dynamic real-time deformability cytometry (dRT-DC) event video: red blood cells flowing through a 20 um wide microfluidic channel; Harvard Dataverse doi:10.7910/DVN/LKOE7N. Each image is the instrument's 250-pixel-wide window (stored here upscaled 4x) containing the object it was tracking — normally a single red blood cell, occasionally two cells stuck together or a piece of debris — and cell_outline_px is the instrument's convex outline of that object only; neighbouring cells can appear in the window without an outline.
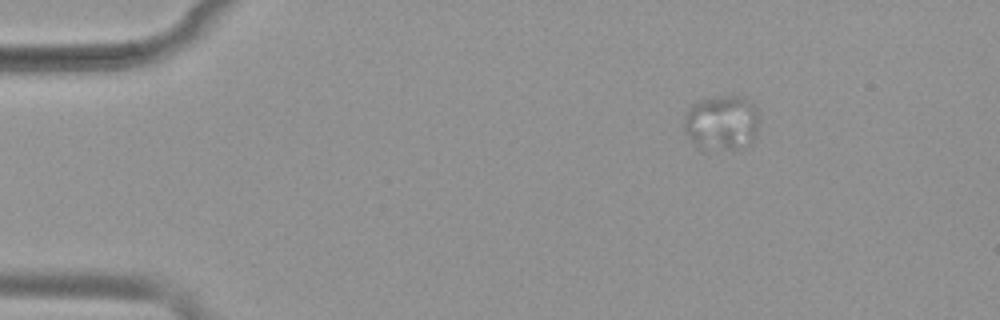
{"species": "common noctule bat (a hibernating species)", "species_latin": "Nyctalus noctula", "temperature_condition": "warm", "stored_images_in_passage": 56, "camera_frame_rate_fps": 3000, "um_per_image_px": 0.085, "animal": {"sex": "female", "body_mass_g": 19.9}, "frame": {"image": 1, "passage_image": 10, "time_ms": 3.0, "image_size_px": [1000, 320], "cell_outline_px": [[760, 116], [756, 132], [752, 144], [736, 148], [704, 152], [700, 152], [684, 132], [684, 116], [692, 104], [700, 100], [720, 96], [740, 96], [752, 104], [756, 108]], "centroid_in_image_um": [61.32, 10.48], "position_along_channel_um": 23.7, "area_um2": 24.68}}
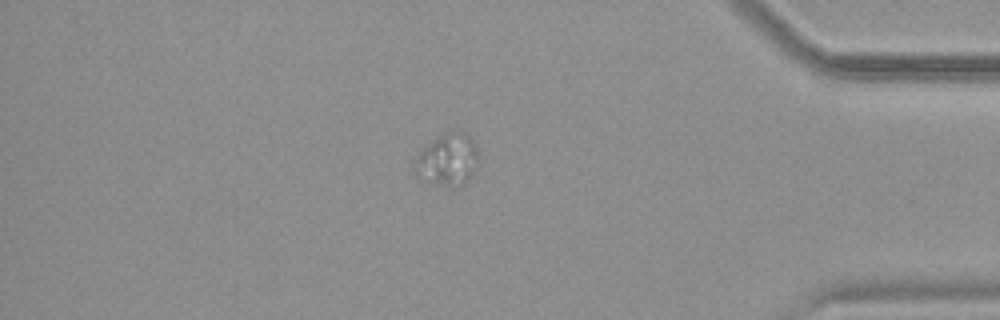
{"frame": {"image": 2, "passage_image": 48, "time_ms": 15.667, "image_size_px": [1000, 320], "cell_outline_px": [[480, 164], [468, 180], [464, 184], [444, 184], [428, 180], [412, 172], [412, 164], [420, 148], [444, 132], [452, 128], [456, 128], [464, 132], [476, 144]], "centroid_in_image_um": [38.05, 13.48], "position_along_channel_um": 397.2, "area_um2": 19.71}}
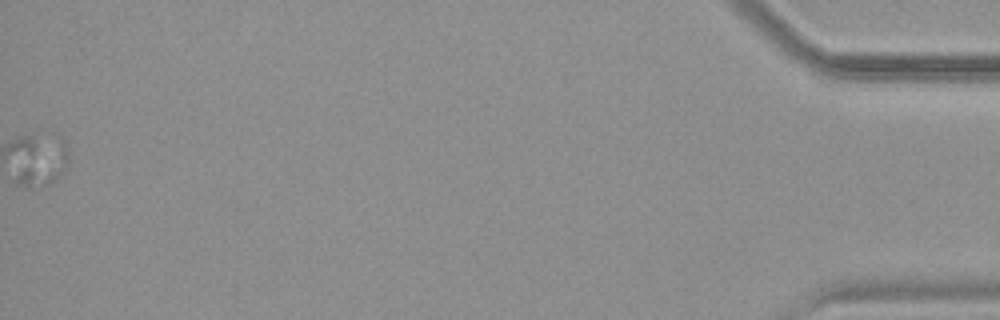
{"frame": {"image": 3, "passage_image": 56, "time_ms": 18.333, "image_size_px": [1000, 320], "cell_outline_px": [[68, 168], [52, 184], [28, 188], [20, 184], [16, 180], [16, 176], [20, 168], [56, 132], [64, 140], [68, 152]], "centroid_in_image_um": [3.83, 13.95], "position_along_channel_um": 431.4, "area_um2": 12.54}}